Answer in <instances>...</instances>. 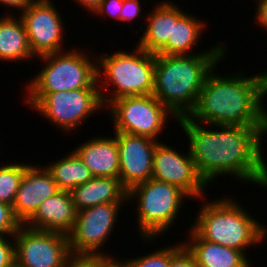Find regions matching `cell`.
I'll use <instances>...</instances> for the list:
<instances>
[{"label": "cell", "instance_id": "cell-1", "mask_svg": "<svg viewBox=\"0 0 267 267\" xmlns=\"http://www.w3.org/2000/svg\"><path fill=\"white\" fill-rule=\"evenodd\" d=\"M176 121L187 135L191 158L206 184L226 174L259 187L260 126L216 125L219 130L214 131L188 116Z\"/></svg>", "mask_w": 267, "mask_h": 267}, {"label": "cell", "instance_id": "cell-2", "mask_svg": "<svg viewBox=\"0 0 267 267\" xmlns=\"http://www.w3.org/2000/svg\"><path fill=\"white\" fill-rule=\"evenodd\" d=\"M215 68L206 76L197 103L188 117L197 123L211 125L209 127L261 126L267 111L263 106L267 95L264 72L252 77H246L241 71L240 74L221 76Z\"/></svg>", "mask_w": 267, "mask_h": 267}, {"label": "cell", "instance_id": "cell-3", "mask_svg": "<svg viewBox=\"0 0 267 267\" xmlns=\"http://www.w3.org/2000/svg\"><path fill=\"white\" fill-rule=\"evenodd\" d=\"M219 44L193 55L155 54L153 95L177 118L194 109L206 76L225 58Z\"/></svg>", "mask_w": 267, "mask_h": 267}, {"label": "cell", "instance_id": "cell-4", "mask_svg": "<svg viewBox=\"0 0 267 267\" xmlns=\"http://www.w3.org/2000/svg\"><path fill=\"white\" fill-rule=\"evenodd\" d=\"M243 208L229 197L207 201L199 209L192 229L206 241L244 252L264 242L267 229Z\"/></svg>", "mask_w": 267, "mask_h": 267}, {"label": "cell", "instance_id": "cell-5", "mask_svg": "<svg viewBox=\"0 0 267 267\" xmlns=\"http://www.w3.org/2000/svg\"><path fill=\"white\" fill-rule=\"evenodd\" d=\"M132 53L118 50L110 56H97L98 86L105 108L112 100L120 97L153 94L155 54L145 51L138 45ZM109 85L114 86V91L109 89ZM104 90L110 91L107 98L105 93H102Z\"/></svg>", "mask_w": 267, "mask_h": 267}, {"label": "cell", "instance_id": "cell-6", "mask_svg": "<svg viewBox=\"0 0 267 267\" xmlns=\"http://www.w3.org/2000/svg\"><path fill=\"white\" fill-rule=\"evenodd\" d=\"M79 50L74 48L37 57L46 66L27 84L25 102L29 107L32 108L46 93L99 88L97 57L89 58Z\"/></svg>", "mask_w": 267, "mask_h": 267}, {"label": "cell", "instance_id": "cell-7", "mask_svg": "<svg viewBox=\"0 0 267 267\" xmlns=\"http://www.w3.org/2000/svg\"><path fill=\"white\" fill-rule=\"evenodd\" d=\"M190 196L176 185L150 178L128 191V201L137 200L140 236L155 239L170 229L177 219L185 198Z\"/></svg>", "mask_w": 267, "mask_h": 267}, {"label": "cell", "instance_id": "cell-8", "mask_svg": "<svg viewBox=\"0 0 267 267\" xmlns=\"http://www.w3.org/2000/svg\"><path fill=\"white\" fill-rule=\"evenodd\" d=\"M113 118L114 132L140 135L157 140L163 132L167 119H178L153 94L124 96L107 105Z\"/></svg>", "mask_w": 267, "mask_h": 267}, {"label": "cell", "instance_id": "cell-9", "mask_svg": "<svg viewBox=\"0 0 267 267\" xmlns=\"http://www.w3.org/2000/svg\"><path fill=\"white\" fill-rule=\"evenodd\" d=\"M15 267H64L72 255L69 237L22 224L14 234Z\"/></svg>", "mask_w": 267, "mask_h": 267}, {"label": "cell", "instance_id": "cell-10", "mask_svg": "<svg viewBox=\"0 0 267 267\" xmlns=\"http://www.w3.org/2000/svg\"><path fill=\"white\" fill-rule=\"evenodd\" d=\"M32 108L63 132H69L105 106L99 88H85L46 93Z\"/></svg>", "mask_w": 267, "mask_h": 267}, {"label": "cell", "instance_id": "cell-11", "mask_svg": "<svg viewBox=\"0 0 267 267\" xmlns=\"http://www.w3.org/2000/svg\"><path fill=\"white\" fill-rule=\"evenodd\" d=\"M122 204L104 203L77 211L74 228L68 235L71 254L106 255L101 249L113 232Z\"/></svg>", "mask_w": 267, "mask_h": 267}, {"label": "cell", "instance_id": "cell-12", "mask_svg": "<svg viewBox=\"0 0 267 267\" xmlns=\"http://www.w3.org/2000/svg\"><path fill=\"white\" fill-rule=\"evenodd\" d=\"M20 18L34 56L63 51L62 16L50 0H37L21 13Z\"/></svg>", "mask_w": 267, "mask_h": 267}, {"label": "cell", "instance_id": "cell-13", "mask_svg": "<svg viewBox=\"0 0 267 267\" xmlns=\"http://www.w3.org/2000/svg\"><path fill=\"white\" fill-rule=\"evenodd\" d=\"M152 178L178 186L189 199L205 197L204 189L208 186L198 174L190 152L182 155L162 142L154 150Z\"/></svg>", "mask_w": 267, "mask_h": 267}, {"label": "cell", "instance_id": "cell-14", "mask_svg": "<svg viewBox=\"0 0 267 267\" xmlns=\"http://www.w3.org/2000/svg\"><path fill=\"white\" fill-rule=\"evenodd\" d=\"M113 134L119 151V179L129 191L152 178L153 155L158 140L123 132Z\"/></svg>", "mask_w": 267, "mask_h": 267}, {"label": "cell", "instance_id": "cell-15", "mask_svg": "<svg viewBox=\"0 0 267 267\" xmlns=\"http://www.w3.org/2000/svg\"><path fill=\"white\" fill-rule=\"evenodd\" d=\"M59 190L51 173L39 165H29L17 190L12 209L16 218L25 224L37 211L39 205Z\"/></svg>", "mask_w": 267, "mask_h": 267}, {"label": "cell", "instance_id": "cell-16", "mask_svg": "<svg viewBox=\"0 0 267 267\" xmlns=\"http://www.w3.org/2000/svg\"><path fill=\"white\" fill-rule=\"evenodd\" d=\"M77 210L70 191H58L45 199L35 214L25 223L26 226L49 232L69 235L75 225Z\"/></svg>", "mask_w": 267, "mask_h": 267}, {"label": "cell", "instance_id": "cell-17", "mask_svg": "<svg viewBox=\"0 0 267 267\" xmlns=\"http://www.w3.org/2000/svg\"><path fill=\"white\" fill-rule=\"evenodd\" d=\"M74 152L93 177L119 178V151L116 137H95L79 145Z\"/></svg>", "mask_w": 267, "mask_h": 267}, {"label": "cell", "instance_id": "cell-18", "mask_svg": "<svg viewBox=\"0 0 267 267\" xmlns=\"http://www.w3.org/2000/svg\"><path fill=\"white\" fill-rule=\"evenodd\" d=\"M183 244L192 253L196 267H250L246 252L202 239L192 228ZM188 243H187V242ZM186 242V243H185Z\"/></svg>", "mask_w": 267, "mask_h": 267}, {"label": "cell", "instance_id": "cell-19", "mask_svg": "<svg viewBox=\"0 0 267 267\" xmlns=\"http://www.w3.org/2000/svg\"><path fill=\"white\" fill-rule=\"evenodd\" d=\"M77 211L104 203L128 202V191L119 178L93 177L70 191Z\"/></svg>", "mask_w": 267, "mask_h": 267}, {"label": "cell", "instance_id": "cell-20", "mask_svg": "<svg viewBox=\"0 0 267 267\" xmlns=\"http://www.w3.org/2000/svg\"><path fill=\"white\" fill-rule=\"evenodd\" d=\"M206 28L203 21L183 12L173 2L172 39L157 53L161 55H193L192 50ZM202 32V33H201ZM198 40V41H197Z\"/></svg>", "mask_w": 267, "mask_h": 267}, {"label": "cell", "instance_id": "cell-21", "mask_svg": "<svg viewBox=\"0 0 267 267\" xmlns=\"http://www.w3.org/2000/svg\"><path fill=\"white\" fill-rule=\"evenodd\" d=\"M170 2V3H169ZM162 1L147 16L146 29L138 46L145 51L157 54L172 39L173 31V3Z\"/></svg>", "mask_w": 267, "mask_h": 267}, {"label": "cell", "instance_id": "cell-22", "mask_svg": "<svg viewBox=\"0 0 267 267\" xmlns=\"http://www.w3.org/2000/svg\"><path fill=\"white\" fill-rule=\"evenodd\" d=\"M0 17V61L34 59L22 19L9 14Z\"/></svg>", "mask_w": 267, "mask_h": 267}, {"label": "cell", "instance_id": "cell-23", "mask_svg": "<svg viewBox=\"0 0 267 267\" xmlns=\"http://www.w3.org/2000/svg\"><path fill=\"white\" fill-rule=\"evenodd\" d=\"M45 167L62 191H71L93 178L88 167L74 151Z\"/></svg>", "mask_w": 267, "mask_h": 267}, {"label": "cell", "instance_id": "cell-24", "mask_svg": "<svg viewBox=\"0 0 267 267\" xmlns=\"http://www.w3.org/2000/svg\"><path fill=\"white\" fill-rule=\"evenodd\" d=\"M0 166V202L13 205L17 190L24 176L25 169L29 166L19 163H4ZM7 164V165H6Z\"/></svg>", "mask_w": 267, "mask_h": 267}, {"label": "cell", "instance_id": "cell-25", "mask_svg": "<svg viewBox=\"0 0 267 267\" xmlns=\"http://www.w3.org/2000/svg\"><path fill=\"white\" fill-rule=\"evenodd\" d=\"M171 259V246L156 250L151 254H145L143 257L126 259L122 262L125 267H169Z\"/></svg>", "mask_w": 267, "mask_h": 267}, {"label": "cell", "instance_id": "cell-26", "mask_svg": "<svg viewBox=\"0 0 267 267\" xmlns=\"http://www.w3.org/2000/svg\"><path fill=\"white\" fill-rule=\"evenodd\" d=\"M114 257L107 255H71L64 267H107Z\"/></svg>", "mask_w": 267, "mask_h": 267}, {"label": "cell", "instance_id": "cell-27", "mask_svg": "<svg viewBox=\"0 0 267 267\" xmlns=\"http://www.w3.org/2000/svg\"><path fill=\"white\" fill-rule=\"evenodd\" d=\"M21 222L14 215L12 206L0 202V236L11 238L19 230Z\"/></svg>", "mask_w": 267, "mask_h": 267}, {"label": "cell", "instance_id": "cell-28", "mask_svg": "<svg viewBox=\"0 0 267 267\" xmlns=\"http://www.w3.org/2000/svg\"><path fill=\"white\" fill-rule=\"evenodd\" d=\"M169 267H196V261L192 253L183 244L171 247V259Z\"/></svg>", "mask_w": 267, "mask_h": 267}, {"label": "cell", "instance_id": "cell-29", "mask_svg": "<svg viewBox=\"0 0 267 267\" xmlns=\"http://www.w3.org/2000/svg\"><path fill=\"white\" fill-rule=\"evenodd\" d=\"M14 237L0 236V267H15ZM9 240V241H8Z\"/></svg>", "mask_w": 267, "mask_h": 267}, {"label": "cell", "instance_id": "cell-30", "mask_svg": "<svg viewBox=\"0 0 267 267\" xmlns=\"http://www.w3.org/2000/svg\"><path fill=\"white\" fill-rule=\"evenodd\" d=\"M123 6V0H102L98 7L94 10L95 16L110 15L115 20L120 21V11Z\"/></svg>", "mask_w": 267, "mask_h": 267}, {"label": "cell", "instance_id": "cell-31", "mask_svg": "<svg viewBox=\"0 0 267 267\" xmlns=\"http://www.w3.org/2000/svg\"><path fill=\"white\" fill-rule=\"evenodd\" d=\"M267 134V111L264 115L262 125L260 126L259 131V186L267 187V163H265L266 160H264L263 153H262V136H265Z\"/></svg>", "mask_w": 267, "mask_h": 267}, {"label": "cell", "instance_id": "cell-32", "mask_svg": "<svg viewBox=\"0 0 267 267\" xmlns=\"http://www.w3.org/2000/svg\"><path fill=\"white\" fill-rule=\"evenodd\" d=\"M141 0H123V6L120 11V22L127 21L132 23L138 16L141 17Z\"/></svg>", "mask_w": 267, "mask_h": 267}, {"label": "cell", "instance_id": "cell-33", "mask_svg": "<svg viewBox=\"0 0 267 267\" xmlns=\"http://www.w3.org/2000/svg\"><path fill=\"white\" fill-rule=\"evenodd\" d=\"M256 20L261 28L267 31V0H257Z\"/></svg>", "mask_w": 267, "mask_h": 267}, {"label": "cell", "instance_id": "cell-34", "mask_svg": "<svg viewBox=\"0 0 267 267\" xmlns=\"http://www.w3.org/2000/svg\"><path fill=\"white\" fill-rule=\"evenodd\" d=\"M37 0H0V4L8 6L9 8L13 7L14 9H20V11L24 12L31 4L36 2Z\"/></svg>", "mask_w": 267, "mask_h": 267}, {"label": "cell", "instance_id": "cell-35", "mask_svg": "<svg viewBox=\"0 0 267 267\" xmlns=\"http://www.w3.org/2000/svg\"><path fill=\"white\" fill-rule=\"evenodd\" d=\"M102 0H75L74 2H78L80 6H83L88 12H93L101 3Z\"/></svg>", "mask_w": 267, "mask_h": 267}, {"label": "cell", "instance_id": "cell-36", "mask_svg": "<svg viewBox=\"0 0 267 267\" xmlns=\"http://www.w3.org/2000/svg\"><path fill=\"white\" fill-rule=\"evenodd\" d=\"M107 267H125V266L122 264L120 260L115 258Z\"/></svg>", "mask_w": 267, "mask_h": 267}, {"label": "cell", "instance_id": "cell-37", "mask_svg": "<svg viewBox=\"0 0 267 267\" xmlns=\"http://www.w3.org/2000/svg\"><path fill=\"white\" fill-rule=\"evenodd\" d=\"M264 74H265V87H266V94H267V71L266 72L264 71Z\"/></svg>", "mask_w": 267, "mask_h": 267}]
</instances>
